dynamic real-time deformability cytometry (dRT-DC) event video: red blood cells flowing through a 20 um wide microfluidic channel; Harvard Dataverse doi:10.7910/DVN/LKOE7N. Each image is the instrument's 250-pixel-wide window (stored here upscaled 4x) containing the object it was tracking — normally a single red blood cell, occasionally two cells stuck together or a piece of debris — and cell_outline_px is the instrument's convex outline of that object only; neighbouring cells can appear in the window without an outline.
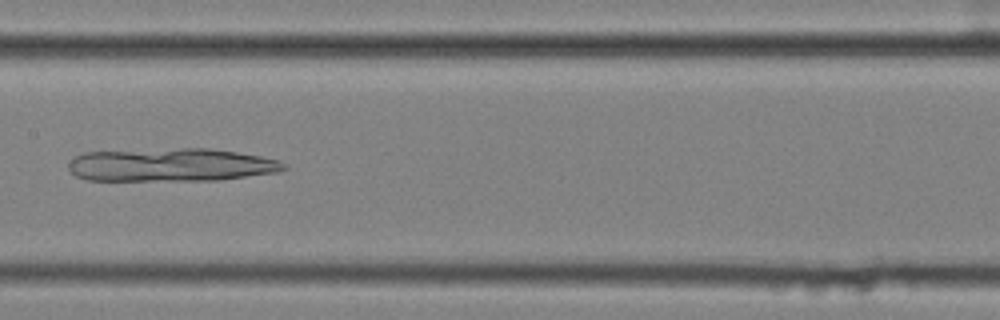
{"species": "common noctule bat (a hibernating species)", "species_latin": "Nyctalus noctula", "temperature_condition": "cold", "stored_images_in_passage": 38, "camera_frame_rate_fps": 3000, "um_per_image_px": 0.085, "animal": {"sex": "female", "body_mass_g": 25.1}, "frame": {"image": 1, "passage_image": 11, "time_ms": 3.333, "image_size_px": [1000, 320], "cell_outline_px": [[288, 168], [280, 172], [220, 180], [88, 180], [76, 176], [68, 168], [68, 164], [76, 156], [84, 152], [184, 148], [208, 148], [236, 152], [260, 156], [280, 160]], "centroid_in_image_um": [14.58, 14.02], "position_along_channel_um": 192.8, "area_um2": 41.62}}
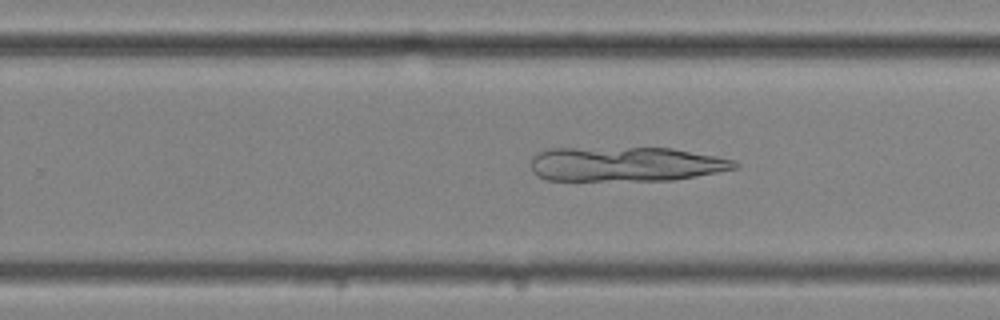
{"frame": {"image": 2, "passage_image": 18, "time_ms": 5.667, "image_size_px": [1000, 320], "cell_outline_px": [[740, 168], [672, 180], [548, 180], [532, 172], [532, 156], [548, 148], [672, 148], [716, 156], [736, 160], [740, 164]], "centroid_in_image_um": [53.22, 13.94], "position_along_channel_um": 276.6, "area_um2": 41.1}}
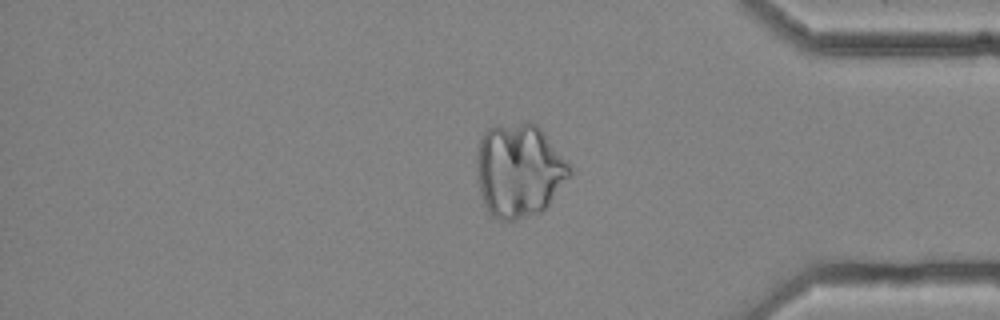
{"frame": {"image": 3, "passage_image": 29, "time_ms": 9.333, "image_size_px": [1000, 320], "cell_outline_px": [[572, 172], [548, 204], [540, 212], [516, 220], [500, 220], [492, 216], [488, 212], [484, 204], [480, 192], [476, 164], [476, 152], [480, 140], [484, 132], [492, 124], [524, 120], [532, 120], [540, 128], [572, 168]], "centroid_in_image_um": [44.08, 14.43], "position_along_channel_um": 391.1, "area_um2": 51.1}}